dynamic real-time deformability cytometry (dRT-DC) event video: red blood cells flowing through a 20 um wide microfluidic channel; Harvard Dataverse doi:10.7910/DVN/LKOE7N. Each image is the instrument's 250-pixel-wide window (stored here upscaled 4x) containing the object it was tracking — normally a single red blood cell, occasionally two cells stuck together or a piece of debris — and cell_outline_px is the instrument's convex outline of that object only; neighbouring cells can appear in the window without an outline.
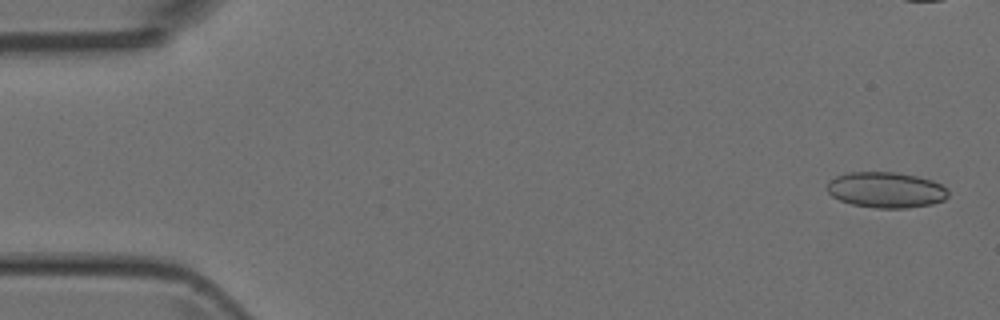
{"species": "Egyptian fruit bat (a non-hibernating species)", "species_latin": "Rousettus aegyptiacus", "temperature_condition": "room temperature", "stored_images_in_passage": 6, "camera_frame_rate_fps": 3000, "um_per_image_px": 0.085, "animal": {"sex": "female"}, "frame": {"image": 1, "passage_image": 1, "time_ms": 0.0, "image_size_px": [1000, 320], "cell_outline_px": [[948, 196], [944, 200], [932, 204], [908, 208], [876, 208], [852, 204], [840, 200], [832, 196], [828, 192], [828, 180], [836, 176], [852, 172], [896, 172], [916, 176], [932, 180], [948, 188]], "centroid_in_image_um": [75.33, 16.14], "position_along_channel_um": 9.7, "area_um2": 25.26}}